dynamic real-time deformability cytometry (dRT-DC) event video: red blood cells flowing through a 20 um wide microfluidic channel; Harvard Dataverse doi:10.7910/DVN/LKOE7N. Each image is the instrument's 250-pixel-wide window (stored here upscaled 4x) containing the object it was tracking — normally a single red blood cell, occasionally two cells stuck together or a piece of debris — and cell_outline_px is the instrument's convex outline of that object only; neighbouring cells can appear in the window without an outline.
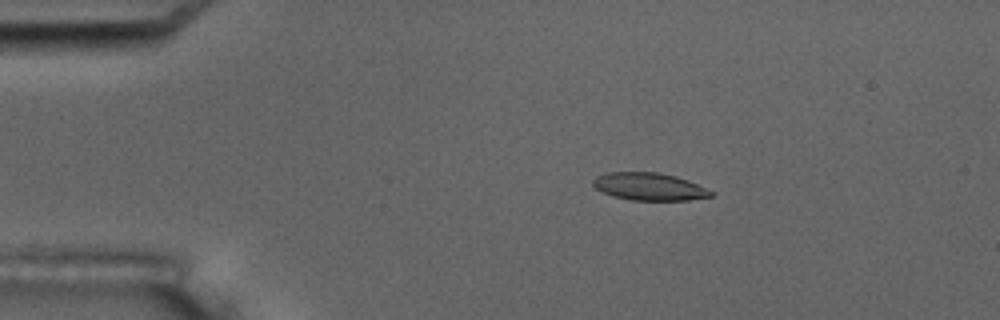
{"species": "common noctule bat (a hibernating species)", "species_latin": "Nyctalus noctula", "temperature_condition": "room temperature", "stored_images_in_passage": 6, "camera_frame_rate_fps": 3000, "um_per_image_px": 0.085, "animal": {"sex": "male", "body_mass_g": 17.5, "forearm_length_mm": 52.3}, "frame": {"image": 1, "passage_image": 3, "time_ms": 2.333, "image_size_px": [1000, 320], "cell_outline_px": [[712, 196], [688, 200], [632, 200], [612, 196], [596, 188], [592, 184], [592, 180], [596, 176], [608, 172], [660, 172], [676, 176], [688, 180], [712, 192]], "centroid_in_image_um": [55.14, 15.85], "position_along_channel_um": 29.9, "area_um2": 18.79}}